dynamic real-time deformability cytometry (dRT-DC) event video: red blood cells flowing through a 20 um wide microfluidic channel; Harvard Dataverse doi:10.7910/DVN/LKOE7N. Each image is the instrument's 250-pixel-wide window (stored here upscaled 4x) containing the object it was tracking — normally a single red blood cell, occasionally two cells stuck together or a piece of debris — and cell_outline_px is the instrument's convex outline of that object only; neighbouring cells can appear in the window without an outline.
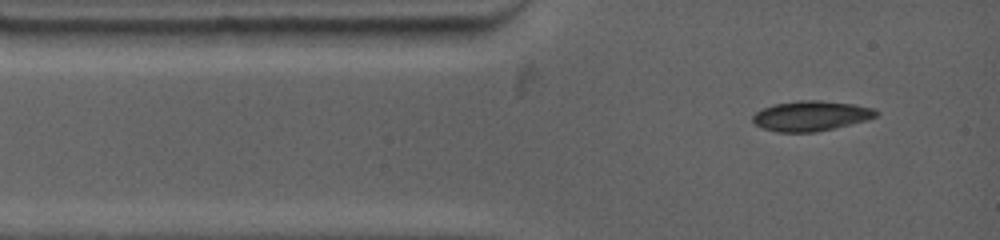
{"species": "common noctule bat (a hibernating species)", "species_latin": "Nyctalus noctula", "temperature_condition": "warm", "stored_images_in_passage": 39, "camera_frame_rate_fps": 4500, "um_per_image_px": 0.085, "animal": {"sex": "female", "body_mass_g": 19.0, "forearm_length_mm": 53.3}, "frame": {"image": 1, "passage_image": 1, "time_ms": 0.0, "image_size_px": [1000, 240], "cell_outline_px": [[880, 112], [876, 116], [868, 120], [816, 132], [776, 132], [764, 128], [756, 124], [752, 120], [752, 116], [756, 112], [772, 104], [800, 100], [820, 100], [852, 104], [872, 108]], "centroid_in_image_um": [68.93, 9.85], "position_along_channel_um": 16.1, "area_um2": 21.56}}
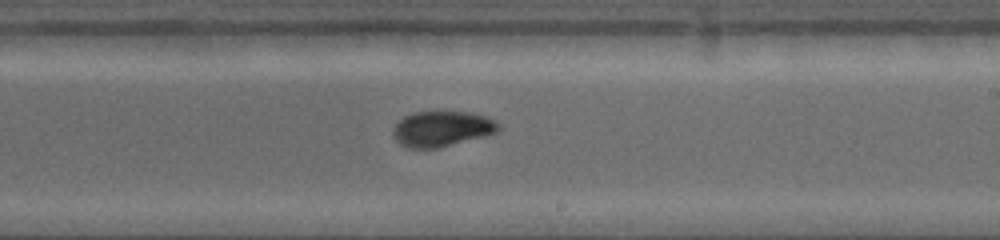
{"frame": {"image": 2, "passage_image": 17, "time_ms": 6.667, "image_size_px": [1000, 240], "cell_outline_px": [[500, 128], [496, 132], [484, 136], [436, 148], [408, 148], [400, 144], [392, 136], [392, 128], [404, 116], [412, 112], [468, 112], [484, 116], [496, 120], [500, 124]], "centroid_in_image_um": [37.53, 10.94], "position_along_channel_um": 251.5, "area_um2": 21.68}}
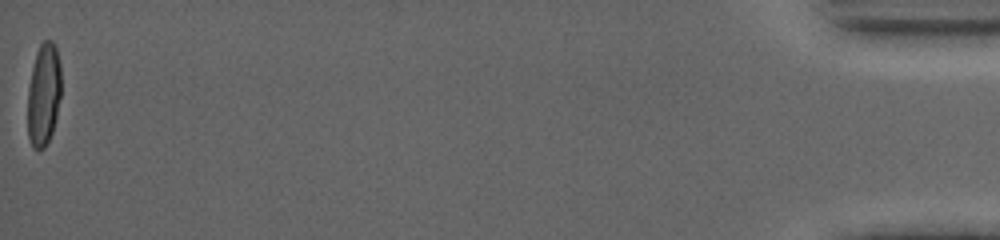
{"frame": {"image": 3, "passage_image": 39, "time_ms": 15.778, "image_size_px": [1000, 240], "cell_outline_px": [[60, 96], [56, 116], [52, 132], [44, 148], [32, 148], [28, 136], [28, 88], [32, 68], [36, 52], [40, 44], [44, 40], [52, 40], [56, 44], [60, 64]], "centroid_in_image_um": [3.71, 7.99], "position_along_channel_um": 431.5, "area_um2": 20.0}, "authors_computed_cell_mechanics": {"area_um2": 21.3282, "velocity_mm_per_s": 3.8597, "shape_relaxation_time_tau1_ms": 5.9297, "shape_relaxation_time_tau2_ms": 1.4676, "deformation_change_tau1": 0.1781, "deformation_change_tau2": 0.0315}}